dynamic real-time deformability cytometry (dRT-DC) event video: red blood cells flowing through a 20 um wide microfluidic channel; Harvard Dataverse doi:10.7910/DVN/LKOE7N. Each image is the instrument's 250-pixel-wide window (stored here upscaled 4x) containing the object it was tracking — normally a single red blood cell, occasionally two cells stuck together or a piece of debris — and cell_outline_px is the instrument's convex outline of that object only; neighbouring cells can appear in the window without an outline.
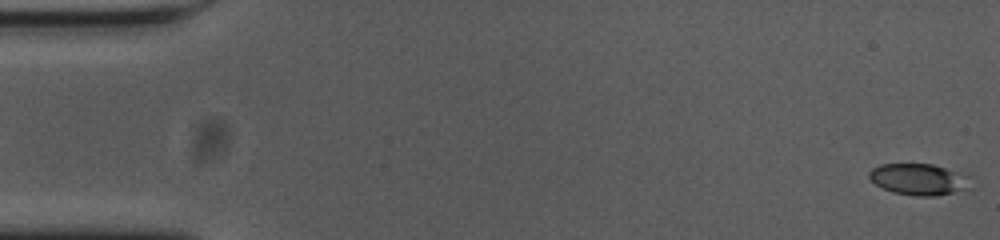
{"species": "common noctule bat (a hibernating species)", "species_latin": "Nyctalus noctula", "temperature_condition": "cold", "stored_images_in_passage": 55, "camera_frame_rate_fps": 3000, "um_per_image_px": 0.085, "animal": {"sex": "female", "body_mass_g": 23.0, "forearm_length_mm": 53.4}, "frame": {"image": 1, "passage_image": 1, "time_ms": 0.0, "image_size_px": [1000, 240], "cell_outline_px": [[972, 176], [964, 188], [952, 192], [936, 196], [916, 196], [892, 192], [876, 184], [868, 176], [868, 172], [872, 168], [880, 164], [932, 164]], "centroid_in_image_um": [78.05, 15.23], "position_along_channel_um": 7.0, "area_um2": 18.26}}
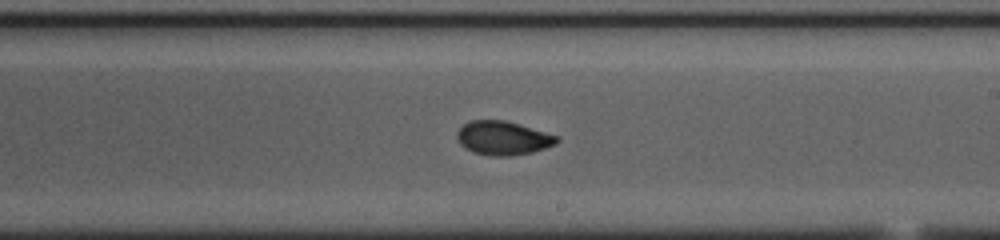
{"frame": {"image": 2, "passage_image": 32, "time_ms": 10.333, "image_size_px": [1000, 240], "cell_outline_px": [[560, 140], [556, 144], [532, 152], [512, 156], [488, 156], [472, 152], [464, 148], [460, 144], [456, 136], [456, 132], [464, 124], [472, 120], [504, 120], [520, 124], [560, 136]], "centroid_in_image_um": [42.76, 11.74], "position_along_channel_um": 246.2, "area_um2": 19.94}}
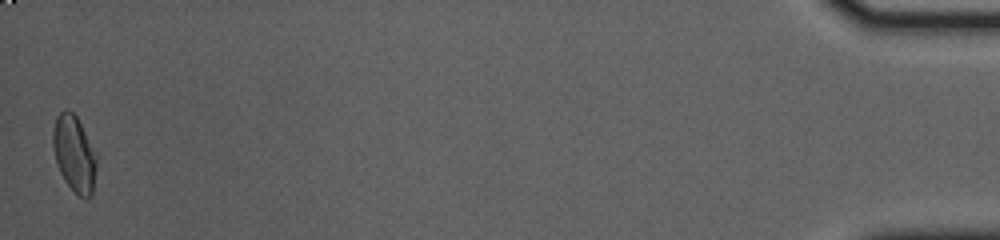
{"frame": {"image": 3, "passage_image": 55, "time_ms": 18.0, "image_size_px": [1000, 240], "cell_outline_px": [[96, 168], [92, 192], [88, 196], [80, 196], [64, 180], [60, 172], [52, 148], [52, 132], [56, 116], [64, 108], [72, 112], [76, 116], [96, 152]], "centroid_in_image_um": [6.29, 13.01], "position_along_channel_um": 428.9, "area_um2": 19.13}, "authors_computed_cell_mechanics": {"area_um2": 18.9584, "velocity_mm_per_s": 3.6662, "shape_relaxation_time_tau1_ms": 4.8294, "shape_relaxation_time_tau2_ms": 2.5374, "deformation_change_tau1": 0.1395, "deformation_change_tau2": 0.0619}}